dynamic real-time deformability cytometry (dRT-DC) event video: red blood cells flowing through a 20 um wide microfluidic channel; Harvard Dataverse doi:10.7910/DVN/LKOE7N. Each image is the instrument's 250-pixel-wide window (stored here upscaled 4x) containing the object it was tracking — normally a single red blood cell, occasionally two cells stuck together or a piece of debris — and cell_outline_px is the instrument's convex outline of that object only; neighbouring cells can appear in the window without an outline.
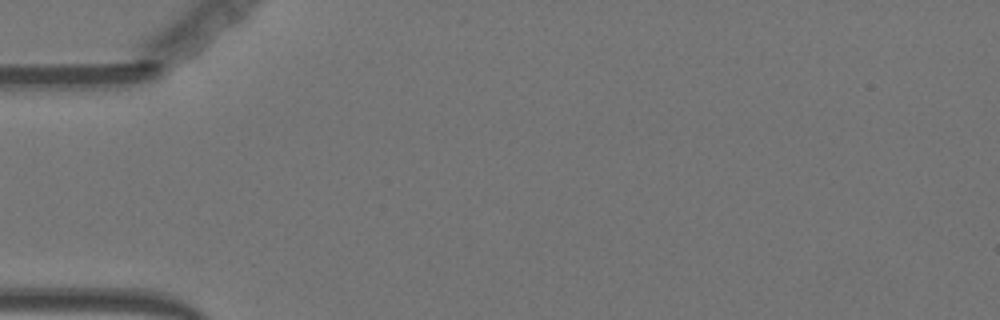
{"species": "Egyptian fruit bat (a non-hibernating species)", "species_latin": "Rousettus aegyptiacus", "temperature_condition": "warm", "stored_images_in_passage": 1, "camera_frame_rate_fps": 3000, "um_per_image_px": 0.085, "animal": {"sex": "female"}, "frame": {"image": 1, "passage_image": 1, "time_ms": 0.0, "image_size_px": [1000, 320], "cell_outline_px": [[252, 44], [232, 64], [212, 80], [204, 84], [184, 88], [184, 84], [232, 32], [240, 24], [252, 24]], "centroid_in_image_um": [18.97, 4.76], "position_along_channel_um": 66.0, "area_um2": 11.56}}